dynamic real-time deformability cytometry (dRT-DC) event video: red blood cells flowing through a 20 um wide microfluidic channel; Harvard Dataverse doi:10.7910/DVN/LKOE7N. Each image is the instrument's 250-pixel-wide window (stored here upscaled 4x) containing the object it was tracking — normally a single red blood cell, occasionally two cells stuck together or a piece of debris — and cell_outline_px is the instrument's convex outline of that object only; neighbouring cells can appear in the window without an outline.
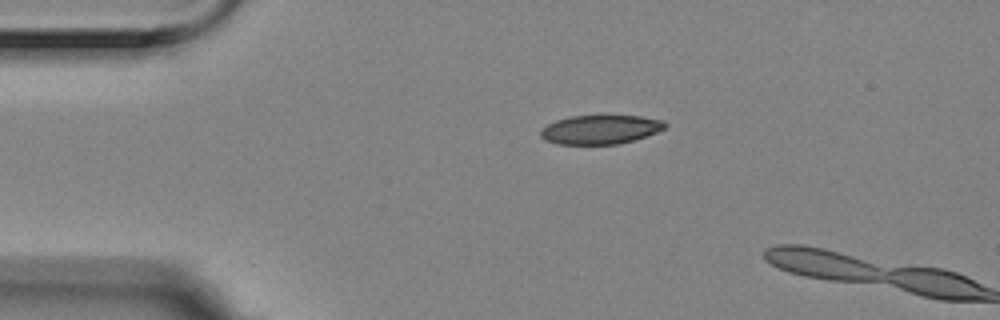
{"species": "Egyptian fruit bat (a non-hibernating species)", "species_latin": "Rousettus aegyptiacus", "temperature_condition": "room temperature", "stored_images_in_passage": 2, "camera_frame_rate_fps": 3000, "um_per_image_px": 0.085, "animal": {"sex": "female"}, "frame": {"image": 1, "passage_image": 1, "time_ms": 0.0, "image_size_px": [1000, 320], "cell_outline_px": [[668, 124], [664, 128], [656, 132], [632, 140], [616, 144], [556, 144], [544, 140], [540, 136], [540, 132], [548, 124], [556, 120], [568, 116], [640, 116], [664, 120]], "centroid_in_image_um": [51.01, 11.01], "position_along_channel_um": 34.0, "area_um2": 20.87}}